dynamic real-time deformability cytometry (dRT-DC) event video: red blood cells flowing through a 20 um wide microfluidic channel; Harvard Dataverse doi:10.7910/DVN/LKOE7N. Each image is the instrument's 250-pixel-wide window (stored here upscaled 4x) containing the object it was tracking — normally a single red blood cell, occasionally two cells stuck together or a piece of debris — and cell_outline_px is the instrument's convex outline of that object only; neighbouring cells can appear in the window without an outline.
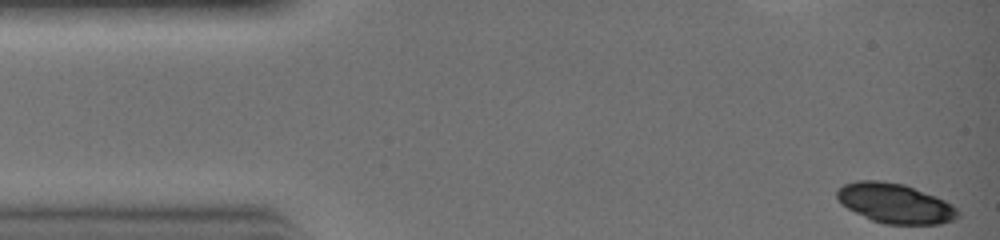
{"species": "common noctule bat (a hibernating species)", "species_latin": "Nyctalus noctula", "temperature_condition": "warm", "stored_images_in_passage": 3, "camera_frame_rate_fps": 3000, "um_per_image_px": 0.085, "animal": {"sex": "female", "body_mass_g": 19.0, "forearm_length_mm": 51.5}, "frame": {"image": 1, "passage_image": 1, "time_ms": 0.0, "image_size_px": [1000, 240], "cell_outline_px": [[960, 216], [952, 220], [940, 224], [884, 224], [872, 220], [840, 204], [836, 196], [836, 192], [844, 184], [856, 180], [880, 180], [904, 184], [936, 196], [952, 204], [960, 212]], "centroid_in_image_um": [76.09, 17.27], "position_along_channel_um": 8.9, "area_um2": 28.03}}